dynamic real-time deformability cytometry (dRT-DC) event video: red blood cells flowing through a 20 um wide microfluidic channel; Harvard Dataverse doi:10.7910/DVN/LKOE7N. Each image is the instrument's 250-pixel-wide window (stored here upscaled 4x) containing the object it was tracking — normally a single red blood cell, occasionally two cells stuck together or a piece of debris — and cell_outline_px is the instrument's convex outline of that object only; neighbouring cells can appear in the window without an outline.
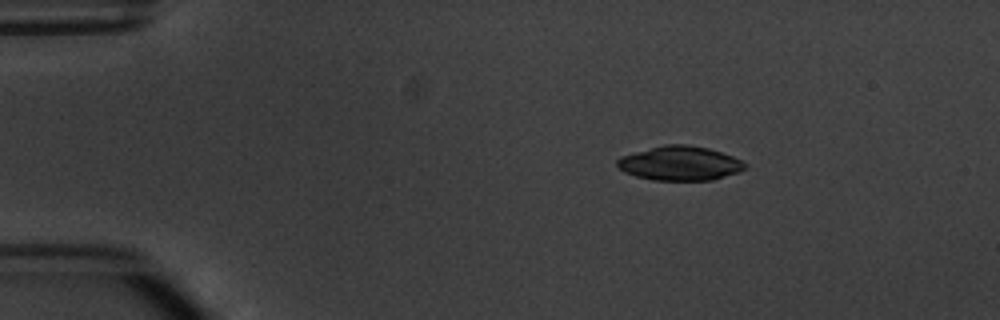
{"species": "common noctule bat (a hibernating species)", "species_latin": "Nyctalus noctula", "temperature_condition": "warm", "stored_images_in_passage": 3, "camera_frame_rate_fps": 3000, "um_per_image_px": 0.085, "animal": {"sex": "male", "body_mass_g": 20.1, "forearm_length_mm": 53.5}, "frame": {"image": 1, "passage_image": 1, "time_ms": 0.0, "image_size_px": [1000, 320], "cell_outline_px": [[748, 168], [740, 172], [712, 180], [652, 180], [636, 176], [624, 172], [616, 164], [616, 160], [620, 156], [664, 144], [688, 144], [708, 148], [732, 156], [748, 164]], "centroid_in_image_um": [57.81, 13.88], "position_along_channel_um": 27.2, "area_um2": 25.66}}